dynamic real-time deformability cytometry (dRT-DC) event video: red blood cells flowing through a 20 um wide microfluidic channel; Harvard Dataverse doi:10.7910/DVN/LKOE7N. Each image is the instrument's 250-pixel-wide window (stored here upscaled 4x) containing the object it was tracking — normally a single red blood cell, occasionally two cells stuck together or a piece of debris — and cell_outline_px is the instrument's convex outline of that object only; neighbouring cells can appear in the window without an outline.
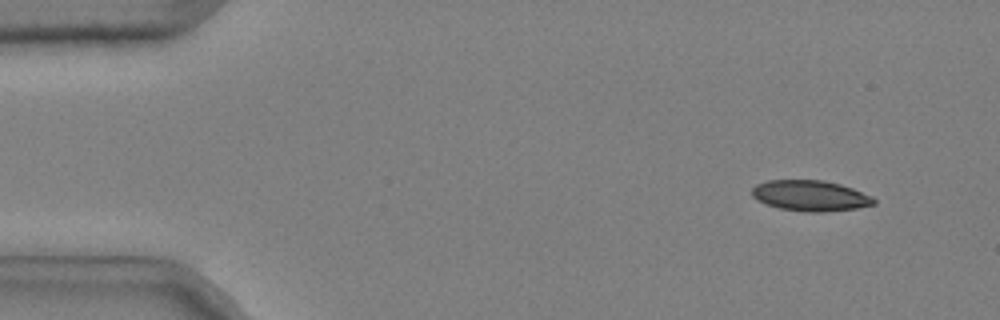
{"species": "common noctule bat (a hibernating species)", "species_latin": "Nyctalus noctula", "temperature_condition": "cold", "stored_images_in_passage": 4, "camera_frame_rate_fps": 3000, "um_per_image_px": 0.085, "animal": {"sex": "male", "body_mass_g": 20.4}, "frame": {"image": 1, "passage_image": 1, "time_ms": 0.0, "image_size_px": [1000, 320], "cell_outline_px": [[876, 204], [856, 208], [824, 212], [804, 212], [780, 208], [756, 200], [752, 196], [752, 188], [756, 184], [768, 180], [824, 180], [840, 184], [852, 188], [872, 196], [876, 200]], "centroid_in_image_um": [68.88, 16.63], "position_along_channel_um": 16.1, "area_um2": 21.85}}
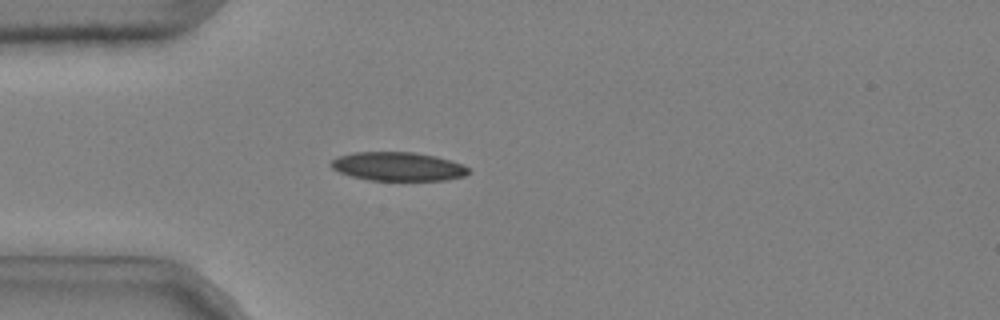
{"frame": {"image": 2, "passage_image": 4, "time_ms": 1.0, "image_size_px": [1000, 320], "cell_outline_px": [[472, 172], [464, 176], [444, 180], [368, 180], [352, 176], [340, 172], [332, 168], [328, 164], [332, 160], [340, 156], [356, 152], [416, 152], [464, 164]], "centroid_in_image_um": [33.84, 14.15], "position_along_channel_um": 51.2, "area_um2": 22.89}}